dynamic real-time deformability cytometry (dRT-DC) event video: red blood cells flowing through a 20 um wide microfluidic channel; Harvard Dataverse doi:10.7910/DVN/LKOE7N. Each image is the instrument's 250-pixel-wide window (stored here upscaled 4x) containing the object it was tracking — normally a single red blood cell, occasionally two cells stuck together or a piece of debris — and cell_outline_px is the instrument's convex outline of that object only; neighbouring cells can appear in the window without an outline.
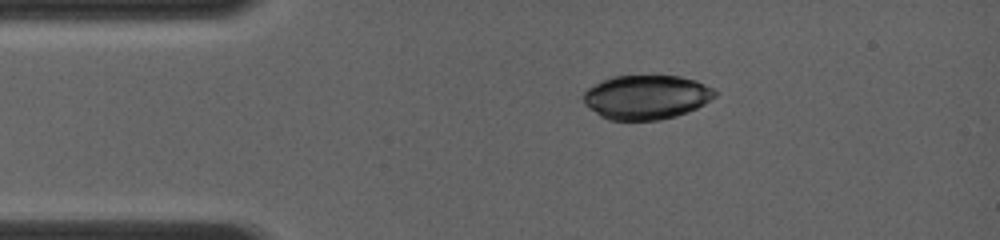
{"species": "common noctule bat (a hibernating species)", "species_latin": "Nyctalus noctula", "temperature_condition": "room temperature", "stored_images_in_passage": 7, "camera_frame_rate_fps": 4000, "um_per_image_px": 0.085, "animal": {"sex": "female", "body_mass_g": 19.0, "forearm_length_mm": 56.7}, "frame": {"image": 1, "passage_image": 3, "time_ms": 0.5, "image_size_px": [1000, 240], "cell_outline_px": [[716, 96], [704, 104], [688, 112], [676, 116], [660, 120], [608, 120], [600, 116], [584, 104], [584, 92], [588, 88], [612, 76], [680, 76], [696, 80], [712, 88], [716, 92]], "centroid_in_image_um": [54.94, 8.26], "position_along_channel_um": 30.1, "area_um2": 33.81}}